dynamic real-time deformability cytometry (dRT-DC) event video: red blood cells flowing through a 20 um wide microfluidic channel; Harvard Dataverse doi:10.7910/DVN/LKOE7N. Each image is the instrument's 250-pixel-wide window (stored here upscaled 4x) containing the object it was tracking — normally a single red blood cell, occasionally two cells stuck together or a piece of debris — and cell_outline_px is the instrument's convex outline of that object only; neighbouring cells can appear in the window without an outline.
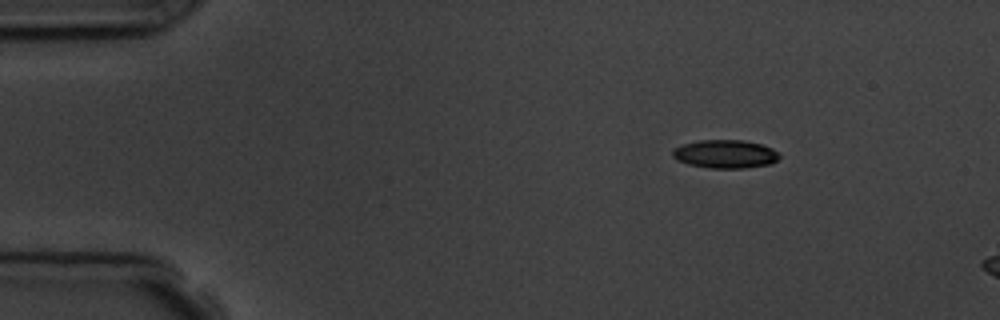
{"species": "common noctule bat (a hibernating species)", "species_latin": "Nyctalus noctula", "temperature_condition": "room temperature", "stored_images_in_passage": 4, "camera_frame_rate_fps": 3000, "um_per_image_px": 0.085, "animal": {"sex": "male", "body_mass_g": 19.5, "forearm_length_mm": 54.6}, "frame": {"image": 1, "passage_image": 1, "time_ms": 0.0, "image_size_px": [1000, 320], "cell_outline_px": [[780, 156], [772, 164], [744, 168], [708, 168], [688, 164], [676, 160], [672, 156], [672, 152], [676, 148], [684, 144], [696, 140], [744, 140], [760, 144], [772, 148]], "centroid_in_image_um": [61.63, 13.1], "position_along_channel_um": 23.4, "area_um2": 17.63}}